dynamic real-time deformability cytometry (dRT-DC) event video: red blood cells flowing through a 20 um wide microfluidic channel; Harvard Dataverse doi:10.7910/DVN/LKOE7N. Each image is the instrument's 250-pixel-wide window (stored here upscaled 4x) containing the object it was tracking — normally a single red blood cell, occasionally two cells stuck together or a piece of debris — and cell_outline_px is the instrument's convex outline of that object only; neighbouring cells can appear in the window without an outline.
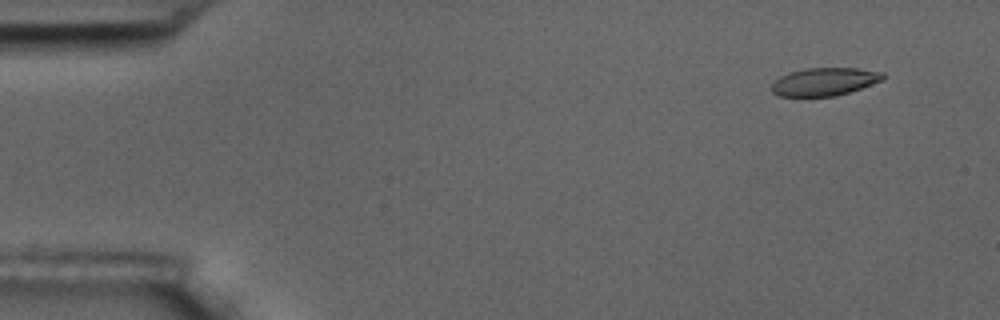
{"species": "common noctule bat (a hibernating species)", "species_latin": "Nyctalus noctula", "temperature_condition": "room temperature", "stored_images_in_passage": 6, "camera_frame_rate_fps": 3000, "um_per_image_px": 0.085, "animal": {"sex": "male", "body_mass_g": 17.5, "forearm_length_mm": 52.3}, "frame": {"image": 1, "passage_image": 2, "time_ms": 1.0, "image_size_px": [1000, 320], "cell_outline_px": [[884, 80], [836, 96], [780, 96], [772, 92], [772, 84], [780, 76], [788, 72], [808, 68], [856, 68], [884, 72]], "centroid_in_image_um": [70.09, 6.93], "position_along_channel_um": 14.9, "area_um2": 18.03}}
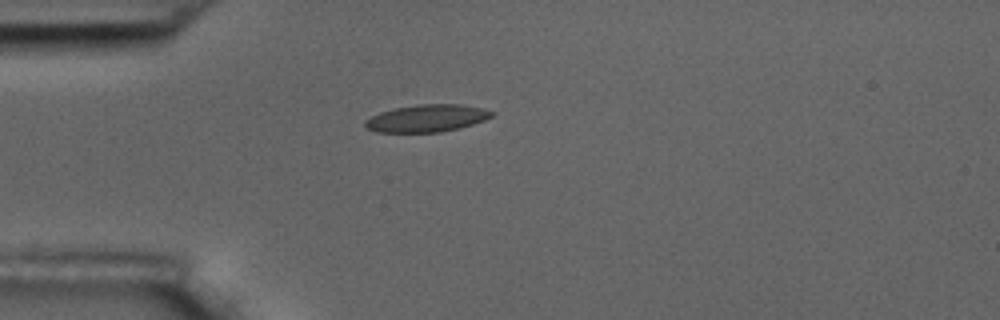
{"frame": {"image": 2, "passage_image": 5, "time_ms": 4.667, "image_size_px": [1000, 320], "cell_outline_px": [[496, 112], [492, 116], [484, 120], [460, 128], [440, 132], [376, 132], [364, 128], [364, 120], [380, 112], [396, 108], [416, 104], [460, 104], [484, 108]], "centroid_in_image_um": [36.28, 10.05], "position_along_channel_um": 48.7, "area_um2": 20.29}}